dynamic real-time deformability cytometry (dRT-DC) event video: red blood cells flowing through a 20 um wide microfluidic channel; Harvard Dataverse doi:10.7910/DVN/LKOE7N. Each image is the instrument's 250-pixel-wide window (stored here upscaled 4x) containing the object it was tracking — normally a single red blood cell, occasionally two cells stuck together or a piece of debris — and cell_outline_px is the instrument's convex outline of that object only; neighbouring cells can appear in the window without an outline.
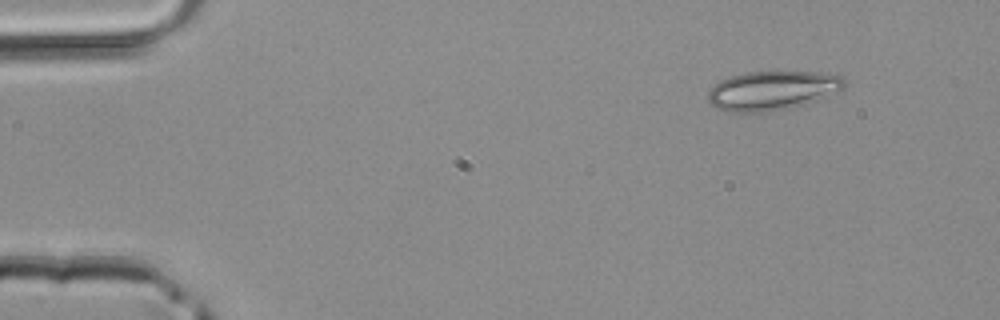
{"species": "common noctule bat (a hibernating species)", "species_latin": "Nyctalus noctula", "temperature_condition": "room temperature", "stored_images_in_passage": 4, "camera_frame_rate_fps": 3000, "um_per_image_px": 0.085, "animal": {"sex": "male", "body_mass_g": 20.4}, "frame": {"image": 1, "passage_image": 1, "time_ms": 0.0, "image_size_px": [1000, 320], "cell_outline_px": [[844, 88], [816, 100], [792, 108], [760, 112], [724, 112], [716, 108], [708, 100], [708, 92], [720, 80], [732, 76], [748, 72], [828, 72], [844, 76]], "centroid_in_image_um": [65.65, 7.69], "position_along_channel_um": 19.3, "area_um2": 31.04}}